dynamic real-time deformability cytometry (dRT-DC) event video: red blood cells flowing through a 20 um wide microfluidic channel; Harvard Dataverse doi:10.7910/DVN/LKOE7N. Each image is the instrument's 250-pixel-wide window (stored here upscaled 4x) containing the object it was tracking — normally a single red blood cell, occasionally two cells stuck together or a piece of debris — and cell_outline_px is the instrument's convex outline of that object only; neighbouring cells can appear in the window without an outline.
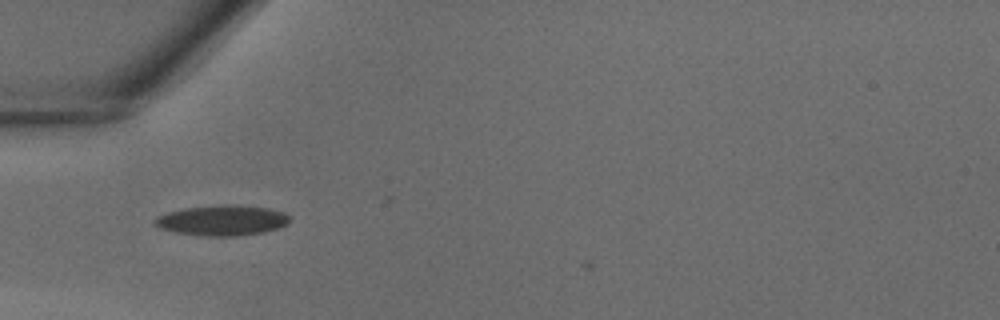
{"species": "common noctule bat (a hibernating species)", "species_latin": "Nyctalus noctula", "temperature_condition": "warm", "stored_images_in_passage": 25, "camera_frame_rate_fps": 3000, "um_per_image_px": 0.085, "animal": {"sex": "male", "body_mass_g": 18.8}, "frame": {"image": 1, "passage_image": 2, "time_ms": 0.333, "image_size_px": [1000, 320], "cell_outline_px": [[292, 216], [288, 224], [280, 228], [264, 232], [240, 236], [200, 236], [172, 232], [160, 228], [152, 224], [152, 220], [156, 216], [168, 212], [184, 208], [224, 204], [268, 208], [284, 212]], "centroid_in_image_um": [18.87, 18.74], "position_along_channel_um": 66.1, "area_um2": 24.33}}
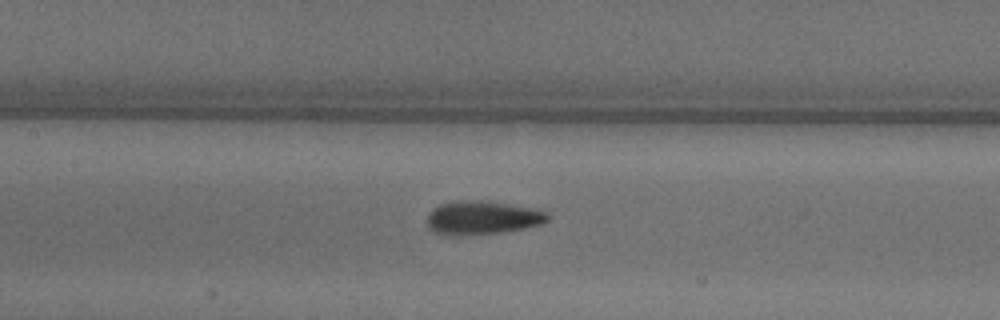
{"frame": {"image": 2, "passage_image": 8, "time_ms": 2.333, "image_size_px": [1000, 320], "cell_outline_px": [[548, 220], [540, 224], [524, 228], [500, 232], [448, 236], [436, 232], [428, 228], [428, 216], [440, 204], [504, 204], [532, 208], [548, 212]], "centroid_in_image_um": [41.04, 18.58], "position_along_channel_um": 166.4, "area_um2": 21.85}}
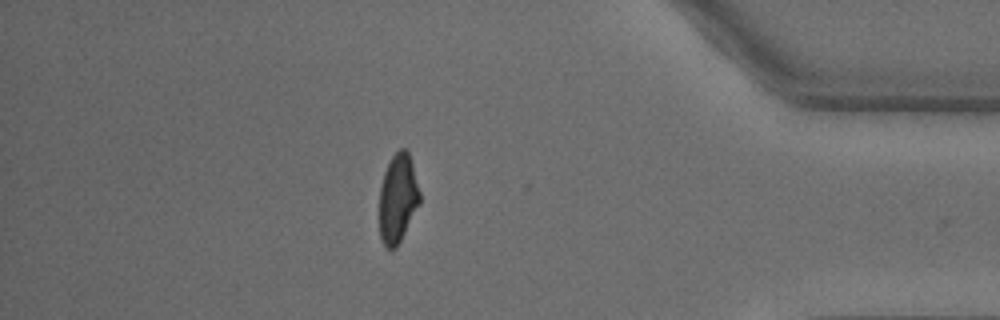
{"frame": {"image": 3, "passage_image": 24, "time_ms": 7.667, "image_size_px": [1000, 320], "cell_outline_px": [[420, 204], [396, 248], [388, 248], [384, 244], [380, 236], [380, 184], [384, 172], [392, 156], [400, 148], [404, 148], [408, 152], [412, 164], [420, 192]], "centroid_in_image_um": [33.82, 16.85], "position_along_channel_um": 401.4, "area_um2": 20.69}}